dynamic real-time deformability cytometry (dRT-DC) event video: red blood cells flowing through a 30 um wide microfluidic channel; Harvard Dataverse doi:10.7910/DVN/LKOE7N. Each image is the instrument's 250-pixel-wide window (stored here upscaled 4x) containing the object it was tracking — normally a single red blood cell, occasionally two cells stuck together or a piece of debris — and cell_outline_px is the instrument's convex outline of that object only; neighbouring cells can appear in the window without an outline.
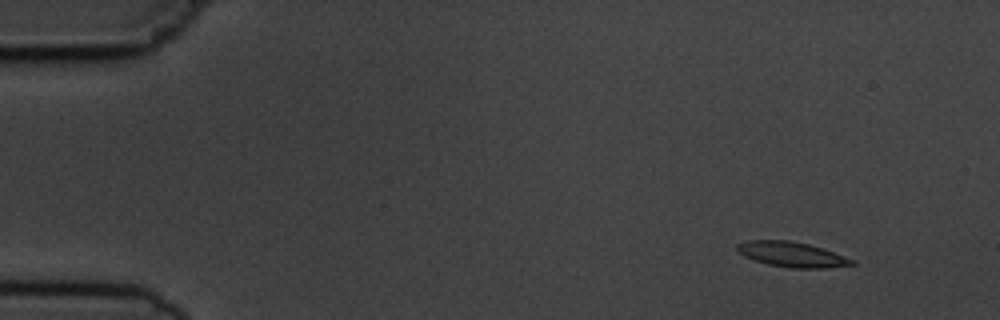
{"species": "common noctule bat (a hibernating species)", "species_latin": "Nyctalus noctula", "temperature_condition": "cold", "stored_images_in_passage": 5, "camera_frame_rate_fps": 3000, "um_per_image_px": 0.085, "animal": {"sex": "male", "body_mass_g": 19.5, "forearm_length_mm": 54.6}, "frame": {"image": 1, "passage_image": 1, "time_ms": 0.0, "image_size_px": [1000, 320], "cell_outline_px": [[856, 264], [828, 268], [788, 268], [768, 264], [744, 256], [736, 248], [736, 244], [748, 240], [788, 240], [808, 244], [856, 260]], "centroid_in_image_um": [67.31, 21.63], "position_along_channel_um": 17.7, "area_um2": 16.65}}